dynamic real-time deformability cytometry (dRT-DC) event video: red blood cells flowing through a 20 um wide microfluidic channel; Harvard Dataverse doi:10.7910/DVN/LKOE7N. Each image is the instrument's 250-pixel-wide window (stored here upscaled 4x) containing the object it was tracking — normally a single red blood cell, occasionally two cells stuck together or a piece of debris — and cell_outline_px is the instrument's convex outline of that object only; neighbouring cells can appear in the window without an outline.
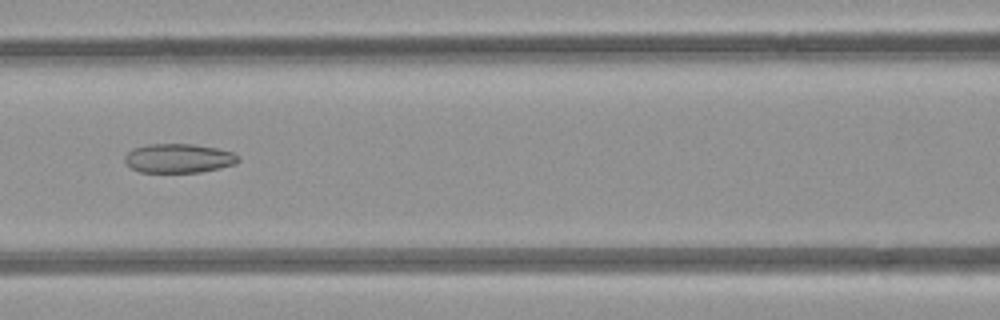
{"species": "common noctule bat (a hibernating species)", "species_latin": "Nyctalus noctula", "temperature_condition": "room temperature", "stored_images_in_passage": 4, "camera_frame_rate_fps": 3000, "um_per_image_px": 0.085, "animal": {"sex": "female", "body_mass_g": 21.9}, "frame": {"image": 1, "passage_image": 3, "time_ms": 3.0, "image_size_px": [1000, 320], "cell_outline_px": [[240, 160], [236, 164], [220, 168], [200, 172], [140, 172], [132, 168], [124, 160], [124, 156], [132, 148], [148, 144], [192, 144], [216, 148], [232, 152], [240, 156]], "centroid_in_image_um": [15.2, 13.45], "position_along_channel_um": 151.4, "area_um2": 19.31}}
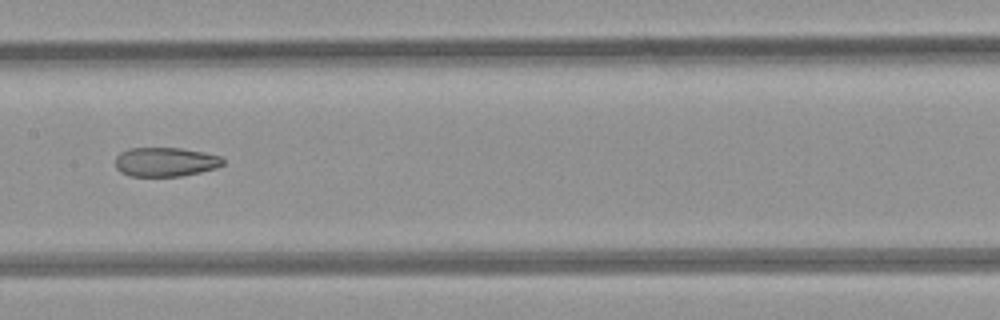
{"frame": {"image": 2, "passage_image": 4, "time_ms": 4.0, "image_size_px": [1000, 320], "cell_outline_px": [[224, 164], [216, 168], [200, 172], [180, 176], [128, 176], [120, 172], [116, 168], [116, 156], [120, 152], [128, 148], [180, 148], [220, 156], [224, 160]], "centroid_in_image_um": [14.03, 13.77], "position_along_channel_um": 193.4, "area_um2": 18.26}}